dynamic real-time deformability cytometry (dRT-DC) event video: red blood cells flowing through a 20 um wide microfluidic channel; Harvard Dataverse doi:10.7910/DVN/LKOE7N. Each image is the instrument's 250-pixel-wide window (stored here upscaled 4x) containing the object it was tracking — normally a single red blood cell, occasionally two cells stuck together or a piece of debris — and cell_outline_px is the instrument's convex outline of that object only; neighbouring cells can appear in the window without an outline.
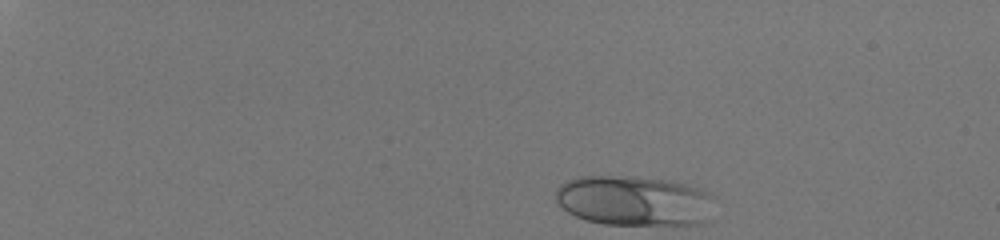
{"species": "human", "species_latin": "Homo sapiens", "temperature_condition": "room temperature", "stored_images_in_passage": 39, "camera_frame_rate_fps": 3000, "um_per_image_px": 0.085, "donor": {"sex": "male"}, "frame": {"image": 1, "passage_image": 1, "time_ms": 0.0, "image_size_px": [1000, 240], "cell_outline_px": [[716, 196], [708, 220], [704, 224], [604, 224], [584, 220], [568, 212], [556, 200], [556, 188], [560, 184], [568, 180], [580, 176], [632, 176], [668, 180], [688, 184]], "centroid_in_image_um": [53.93, 17.06], "position_along_channel_um": 31.1, "area_um2": 46.7}}
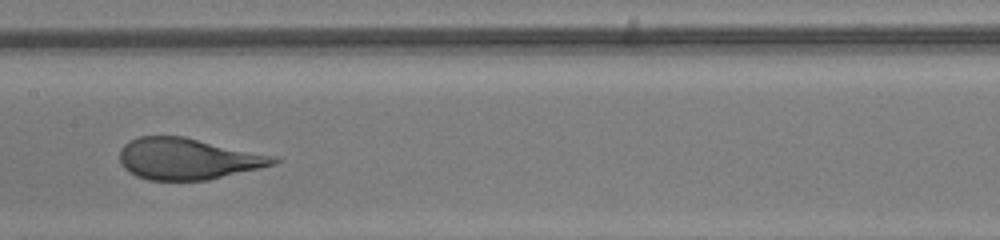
{"frame": {"image": 2, "passage_image": 23, "time_ms": 7.333, "image_size_px": [1000, 240], "cell_outline_px": [[284, 160], [276, 164], [260, 168], [208, 180], [148, 180], [136, 176], [128, 172], [120, 164], [120, 148], [124, 144], [140, 136], [184, 136], [276, 156]], "centroid_in_image_um": [15.98, 13.5], "position_along_channel_um": 191.4, "area_um2": 37.34}}
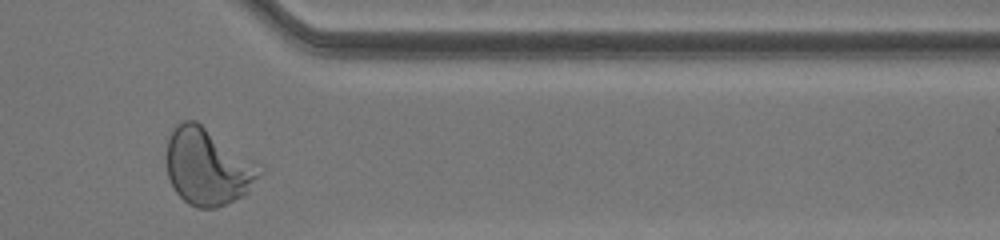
{"frame": {"image": 3, "passage_image": 38, "time_ms": 12.333, "image_size_px": [1000, 240], "cell_outline_px": [[256, 176], [248, 192], [244, 196], [228, 204], [216, 208], [196, 208], [188, 204], [176, 192], [168, 176], [164, 160], [164, 156], [168, 136], [172, 128], [176, 124], [184, 120], [196, 120], [248, 168]], "centroid_in_image_um": [17.36, 14.25], "position_along_channel_um": 394.0, "area_um2": 38.67}, "authors_computed_cell_mechanics": {"area_um2": 38.0902, "velocity_mm_per_s": 4.0858, "shape_relaxation_time_tau1_ms": 7.5327, "shape_relaxation_time_tau2_ms": null, "deformation_change_tau1": 0.273, "deformation_change_tau2": null}}